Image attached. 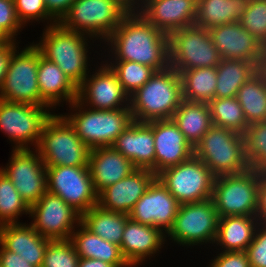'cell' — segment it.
<instances>
[{"mask_svg": "<svg viewBox=\"0 0 266 267\" xmlns=\"http://www.w3.org/2000/svg\"><path fill=\"white\" fill-rule=\"evenodd\" d=\"M78 267H115L113 264L106 263L100 259L80 258Z\"/></svg>", "mask_w": 266, "mask_h": 267, "instance_id": "f907efd6", "label": "cell"}, {"mask_svg": "<svg viewBox=\"0 0 266 267\" xmlns=\"http://www.w3.org/2000/svg\"><path fill=\"white\" fill-rule=\"evenodd\" d=\"M236 98L248 125L266 121V76L261 70L240 87Z\"/></svg>", "mask_w": 266, "mask_h": 267, "instance_id": "836d02e7", "label": "cell"}, {"mask_svg": "<svg viewBox=\"0 0 266 267\" xmlns=\"http://www.w3.org/2000/svg\"><path fill=\"white\" fill-rule=\"evenodd\" d=\"M79 112L64 117L74 127L78 137L90 148L112 146L117 137L134 121L130 108L114 110H84L83 104L71 103ZM83 109V111H81Z\"/></svg>", "mask_w": 266, "mask_h": 267, "instance_id": "8992f818", "label": "cell"}, {"mask_svg": "<svg viewBox=\"0 0 266 267\" xmlns=\"http://www.w3.org/2000/svg\"><path fill=\"white\" fill-rule=\"evenodd\" d=\"M138 169L155 174V142L153 129L146 122L133 121L112 145Z\"/></svg>", "mask_w": 266, "mask_h": 267, "instance_id": "603a6c76", "label": "cell"}, {"mask_svg": "<svg viewBox=\"0 0 266 267\" xmlns=\"http://www.w3.org/2000/svg\"><path fill=\"white\" fill-rule=\"evenodd\" d=\"M115 62L116 65L111 63L109 66L116 73L118 81L129 96L142 87L156 72L154 68L134 61Z\"/></svg>", "mask_w": 266, "mask_h": 267, "instance_id": "f35d334b", "label": "cell"}, {"mask_svg": "<svg viewBox=\"0 0 266 267\" xmlns=\"http://www.w3.org/2000/svg\"><path fill=\"white\" fill-rule=\"evenodd\" d=\"M36 150L46 167L88 166L90 148L64 115L53 114L45 123Z\"/></svg>", "mask_w": 266, "mask_h": 267, "instance_id": "5b68a950", "label": "cell"}, {"mask_svg": "<svg viewBox=\"0 0 266 267\" xmlns=\"http://www.w3.org/2000/svg\"><path fill=\"white\" fill-rule=\"evenodd\" d=\"M180 77L183 100L209 103L214 99L217 82L216 67L184 70L180 73Z\"/></svg>", "mask_w": 266, "mask_h": 267, "instance_id": "e575fe53", "label": "cell"}, {"mask_svg": "<svg viewBox=\"0 0 266 267\" xmlns=\"http://www.w3.org/2000/svg\"><path fill=\"white\" fill-rule=\"evenodd\" d=\"M216 69L214 98L236 97L240 87L260 70L255 63L234 59H221Z\"/></svg>", "mask_w": 266, "mask_h": 267, "instance_id": "1f68e13d", "label": "cell"}, {"mask_svg": "<svg viewBox=\"0 0 266 267\" xmlns=\"http://www.w3.org/2000/svg\"><path fill=\"white\" fill-rule=\"evenodd\" d=\"M15 51L10 59L0 99L8 102L30 103L47 106L40 96L37 82L38 56L40 51L33 45L20 53Z\"/></svg>", "mask_w": 266, "mask_h": 267, "instance_id": "8fae6325", "label": "cell"}, {"mask_svg": "<svg viewBox=\"0 0 266 267\" xmlns=\"http://www.w3.org/2000/svg\"><path fill=\"white\" fill-rule=\"evenodd\" d=\"M128 214L95 205L81 216V223L93 234L120 246Z\"/></svg>", "mask_w": 266, "mask_h": 267, "instance_id": "d6a6232c", "label": "cell"}, {"mask_svg": "<svg viewBox=\"0 0 266 267\" xmlns=\"http://www.w3.org/2000/svg\"><path fill=\"white\" fill-rule=\"evenodd\" d=\"M22 23L18 20L14 0H0V29L10 39L14 40Z\"/></svg>", "mask_w": 266, "mask_h": 267, "instance_id": "7bdbcfd3", "label": "cell"}, {"mask_svg": "<svg viewBox=\"0 0 266 267\" xmlns=\"http://www.w3.org/2000/svg\"><path fill=\"white\" fill-rule=\"evenodd\" d=\"M15 11L18 20L24 25L27 21L50 19L53 23L50 25H55L58 22L48 13L44 0H14Z\"/></svg>", "mask_w": 266, "mask_h": 267, "instance_id": "b9f144b4", "label": "cell"}, {"mask_svg": "<svg viewBox=\"0 0 266 267\" xmlns=\"http://www.w3.org/2000/svg\"><path fill=\"white\" fill-rule=\"evenodd\" d=\"M88 166L97 194L137 169L113 146L90 149Z\"/></svg>", "mask_w": 266, "mask_h": 267, "instance_id": "cb8c5ba5", "label": "cell"}, {"mask_svg": "<svg viewBox=\"0 0 266 267\" xmlns=\"http://www.w3.org/2000/svg\"><path fill=\"white\" fill-rule=\"evenodd\" d=\"M210 267H250L246 251H222Z\"/></svg>", "mask_w": 266, "mask_h": 267, "instance_id": "f6af8a7d", "label": "cell"}, {"mask_svg": "<svg viewBox=\"0 0 266 267\" xmlns=\"http://www.w3.org/2000/svg\"><path fill=\"white\" fill-rule=\"evenodd\" d=\"M78 225L80 229L71 234L69 241L80 258L100 259L115 267H131L124 259L119 245L93 234L82 223Z\"/></svg>", "mask_w": 266, "mask_h": 267, "instance_id": "83f0119b", "label": "cell"}, {"mask_svg": "<svg viewBox=\"0 0 266 267\" xmlns=\"http://www.w3.org/2000/svg\"><path fill=\"white\" fill-rule=\"evenodd\" d=\"M194 156L216 177L242 173L250 168L245 156L244 135L214 125L194 147Z\"/></svg>", "mask_w": 266, "mask_h": 267, "instance_id": "3957f363", "label": "cell"}, {"mask_svg": "<svg viewBox=\"0 0 266 267\" xmlns=\"http://www.w3.org/2000/svg\"><path fill=\"white\" fill-rule=\"evenodd\" d=\"M143 4L136 12L168 36L195 23L197 0H144Z\"/></svg>", "mask_w": 266, "mask_h": 267, "instance_id": "44dd1931", "label": "cell"}, {"mask_svg": "<svg viewBox=\"0 0 266 267\" xmlns=\"http://www.w3.org/2000/svg\"><path fill=\"white\" fill-rule=\"evenodd\" d=\"M180 204L156 177L145 194L135 203L129 218L143 225L168 232L173 227Z\"/></svg>", "mask_w": 266, "mask_h": 267, "instance_id": "e0dca14e", "label": "cell"}, {"mask_svg": "<svg viewBox=\"0 0 266 267\" xmlns=\"http://www.w3.org/2000/svg\"><path fill=\"white\" fill-rule=\"evenodd\" d=\"M86 34L64 29L59 23L49 25L43 32V40L34 45L41 55L57 64L78 87L87 74Z\"/></svg>", "mask_w": 266, "mask_h": 267, "instance_id": "277c9868", "label": "cell"}, {"mask_svg": "<svg viewBox=\"0 0 266 267\" xmlns=\"http://www.w3.org/2000/svg\"><path fill=\"white\" fill-rule=\"evenodd\" d=\"M90 78H85L78 86L77 101L90 104L95 110L130 108V97L118 81L116 73L108 64L101 66ZM125 99V100H124ZM86 100V101H85ZM127 102V106L121 103ZM85 102V103H84ZM122 105V107H120Z\"/></svg>", "mask_w": 266, "mask_h": 267, "instance_id": "d6986e66", "label": "cell"}, {"mask_svg": "<svg viewBox=\"0 0 266 267\" xmlns=\"http://www.w3.org/2000/svg\"><path fill=\"white\" fill-rule=\"evenodd\" d=\"M259 226L246 250L250 267H266V226Z\"/></svg>", "mask_w": 266, "mask_h": 267, "instance_id": "ee69618b", "label": "cell"}, {"mask_svg": "<svg viewBox=\"0 0 266 267\" xmlns=\"http://www.w3.org/2000/svg\"><path fill=\"white\" fill-rule=\"evenodd\" d=\"M112 1H114L117 5H119L127 14L135 13V9L136 8L138 9L140 7V5L138 7L135 6L137 0H112ZM141 1L144 2V0Z\"/></svg>", "mask_w": 266, "mask_h": 267, "instance_id": "816d5d0a", "label": "cell"}, {"mask_svg": "<svg viewBox=\"0 0 266 267\" xmlns=\"http://www.w3.org/2000/svg\"><path fill=\"white\" fill-rule=\"evenodd\" d=\"M127 13L112 0H75L59 24L66 30L108 37Z\"/></svg>", "mask_w": 266, "mask_h": 267, "instance_id": "30bf717a", "label": "cell"}, {"mask_svg": "<svg viewBox=\"0 0 266 267\" xmlns=\"http://www.w3.org/2000/svg\"><path fill=\"white\" fill-rule=\"evenodd\" d=\"M260 70L265 74L266 76V48L264 51L263 61Z\"/></svg>", "mask_w": 266, "mask_h": 267, "instance_id": "db71d44e", "label": "cell"}, {"mask_svg": "<svg viewBox=\"0 0 266 267\" xmlns=\"http://www.w3.org/2000/svg\"><path fill=\"white\" fill-rule=\"evenodd\" d=\"M29 214L34 218L31 225L43 237L50 240H69L74 232V223H81V215L61 197L47 191L35 204Z\"/></svg>", "mask_w": 266, "mask_h": 267, "instance_id": "2e32d148", "label": "cell"}, {"mask_svg": "<svg viewBox=\"0 0 266 267\" xmlns=\"http://www.w3.org/2000/svg\"><path fill=\"white\" fill-rule=\"evenodd\" d=\"M156 177L179 204L210 199L216 178L194 155L185 162L162 170Z\"/></svg>", "mask_w": 266, "mask_h": 267, "instance_id": "9c48e42d", "label": "cell"}, {"mask_svg": "<svg viewBox=\"0 0 266 267\" xmlns=\"http://www.w3.org/2000/svg\"><path fill=\"white\" fill-rule=\"evenodd\" d=\"M155 178L151 170L137 168L129 176L103 189L98 194L97 205L109 211L129 214Z\"/></svg>", "mask_w": 266, "mask_h": 267, "instance_id": "7402d4cb", "label": "cell"}, {"mask_svg": "<svg viewBox=\"0 0 266 267\" xmlns=\"http://www.w3.org/2000/svg\"><path fill=\"white\" fill-rule=\"evenodd\" d=\"M19 223L0 225V244L31 265L42 267L45 250L52 240L40 235L32 225Z\"/></svg>", "mask_w": 266, "mask_h": 267, "instance_id": "d4e9b609", "label": "cell"}, {"mask_svg": "<svg viewBox=\"0 0 266 267\" xmlns=\"http://www.w3.org/2000/svg\"><path fill=\"white\" fill-rule=\"evenodd\" d=\"M9 165L0 168L30 207L47 192L46 166L39 153L28 149H13Z\"/></svg>", "mask_w": 266, "mask_h": 267, "instance_id": "9a60e30c", "label": "cell"}, {"mask_svg": "<svg viewBox=\"0 0 266 267\" xmlns=\"http://www.w3.org/2000/svg\"><path fill=\"white\" fill-rule=\"evenodd\" d=\"M220 61L208 29L192 25L169 35V64L179 74L194 68L216 67Z\"/></svg>", "mask_w": 266, "mask_h": 267, "instance_id": "ba28073f", "label": "cell"}, {"mask_svg": "<svg viewBox=\"0 0 266 267\" xmlns=\"http://www.w3.org/2000/svg\"><path fill=\"white\" fill-rule=\"evenodd\" d=\"M129 98V107L136 122L172 119L183 100L180 74L171 66L156 71Z\"/></svg>", "mask_w": 266, "mask_h": 267, "instance_id": "7a4b0ae2", "label": "cell"}, {"mask_svg": "<svg viewBox=\"0 0 266 267\" xmlns=\"http://www.w3.org/2000/svg\"><path fill=\"white\" fill-rule=\"evenodd\" d=\"M10 39L0 29V45L8 43Z\"/></svg>", "mask_w": 266, "mask_h": 267, "instance_id": "f5cc1de1", "label": "cell"}, {"mask_svg": "<svg viewBox=\"0 0 266 267\" xmlns=\"http://www.w3.org/2000/svg\"><path fill=\"white\" fill-rule=\"evenodd\" d=\"M221 59L247 60L261 68L265 47L240 22L208 29Z\"/></svg>", "mask_w": 266, "mask_h": 267, "instance_id": "ac0fdd59", "label": "cell"}, {"mask_svg": "<svg viewBox=\"0 0 266 267\" xmlns=\"http://www.w3.org/2000/svg\"><path fill=\"white\" fill-rule=\"evenodd\" d=\"M163 234L158 228L143 225L128 218L120 244L124 259L130 266L142 263L145 257H150L159 251L165 241V234Z\"/></svg>", "mask_w": 266, "mask_h": 267, "instance_id": "484cf974", "label": "cell"}, {"mask_svg": "<svg viewBox=\"0 0 266 267\" xmlns=\"http://www.w3.org/2000/svg\"><path fill=\"white\" fill-rule=\"evenodd\" d=\"M255 221L256 216L219 217L214 243L223 245L224 251H246L258 228V222Z\"/></svg>", "mask_w": 266, "mask_h": 267, "instance_id": "f546056e", "label": "cell"}, {"mask_svg": "<svg viewBox=\"0 0 266 267\" xmlns=\"http://www.w3.org/2000/svg\"><path fill=\"white\" fill-rule=\"evenodd\" d=\"M75 0H44L48 13L59 23Z\"/></svg>", "mask_w": 266, "mask_h": 267, "instance_id": "bcb514c9", "label": "cell"}, {"mask_svg": "<svg viewBox=\"0 0 266 267\" xmlns=\"http://www.w3.org/2000/svg\"><path fill=\"white\" fill-rule=\"evenodd\" d=\"M240 24L266 48V0H250Z\"/></svg>", "mask_w": 266, "mask_h": 267, "instance_id": "60d3db41", "label": "cell"}, {"mask_svg": "<svg viewBox=\"0 0 266 267\" xmlns=\"http://www.w3.org/2000/svg\"><path fill=\"white\" fill-rule=\"evenodd\" d=\"M260 171L249 168L215 178L211 199L219 217L256 216Z\"/></svg>", "mask_w": 266, "mask_h": 267, "instance_id": "52a82bcc", "label": "cell"}, {"mask_svg": "<svg viewBox=\"0 0 266 267\" xmlns=\"http://www.w3.org/2000/svg\"><path fill=\"white\" fill-rule=\"evenodd\" d=\"M37 82L41 100L53 107L61 100L73 103L77 100L78 87L68 78L54 62L38 56Z\"/></svg>", "mask_w": 266, "mask_h": 267, "instance_id": "4316f807", "label": "cell"}, {"mask_svg": "<svg viewBox=\"0 0 266 267\" xmlns=\"http://www.w3.org/2000/svg\"><path fill=\"white\" fill-rule=\"evenodd\" d=\"M219 216L212 199L180 204L173 227L168 232L175 242L182 245H197L214 242Z\"/></svg>", "mask_w": 266, "mask_h": 267, "instance_id": "5bb4252c", "label": "cell"}, {"mask_svg": "<svg viewBox=\"0 0 266 267\" xmlns=\"http://www.w3.org/2000/svg\"><path fill=\"white\" fill-rule=\"evenodd\" d=\"M172 120L194 148L213 126L208 103L182 100Z\"/></svg>", "mask_w": 266, "mask_h": 267, "instance_id": "f1b7e54d", "label": "cell"}, {"mask_svg": "<svg viewBox=\"0 0 266 267\" xmlns=\"http://www.w3.org/2000/svg\"><path fill=\"white\" fill-rule=\"evenodd\" d=\"M0 246V267H35L21 255L6 250L1 244Z\"/></svg>", "mask_w": 266, "mask_h": 267, "instance_id": "681fc988", "label": "cell"}, {"mask_svg": "<svg viewBox=\"0 0 266 267\" xmlns=\"http://www.w3.org/2000/svg\"><path fill=\"white\" fill-rule=\"evenodd\" d=\"M29 210L12 181L0 171V225L17 223L18 216Z\"/></svg>", "mask_w": 266, "mask_h": 267, "instance_id": "8d00e7d4", "label": "cell"}, {"mask_svg": "<svg viewBox=\"0 0 266 267\" xmlns=\"http://www.w3.org/2000/svg\"><path fill=\"white\" fill-rule=\"evenodd\" d=\"M15 45V40H10L8 43L0 45V89L3 85L12 54L17 51Z\"/></svg>", "mask_w": 266, "mask_h": 267, "instance_id": "7dc6e473", "label": "cell"}, {"mask_svg": "<svg viewBox=\"0 0 266 267\" xmlns=\"http://www.w3.org/2000/svg\"><path fill=\"white\" fill-rule=\"evenodd\" d=\"M116 61H134L156 71L169 64V36L149 23L140 13H128L108 37Z\"/></svg>", "mask_w": 266, "mask_h": 267, "instance_id": "6da1fadb", "label": "cell"}, {"mask_svg": "<svg viewBox=\"0 0 266 267\" xmlns=\"http://www.w3.org/2000/svg\"><path fill=\"white\" fill-rule=\"evenodd\" d=\"M208 105L214 126L245 134L249 125L236 97L214 98Z\"/></svg>", "mask_w": 266, "mask_h": 267, "instance_id": "d590c367", "label": "cell"}, {"mask_svg": "<svg viewBox=\"0 0 266 267\" xmlns=\"http://www.w3.org/2000/svg\"><path fill=\"white\" fill-rule=\"evenodd\" d=\"M146 123L153 129L154 134L155 175L168 167L189 160L194 155V148L172 119Z\"/></svg>", "mask_w": 266, "mask_h": 267, "instance_id": "ffe728a7", "label": "cell"}, {"mask_svg": "<svg viewBox=\"0 0 266 267\" xmlns=\"http://www.w3.org/2000/svg\"><path fill=\"white\" fill-rule=\"evenodd\" d=\"M47 107L0 99V129L16 143L14 149H28L27 143L34 141L37 148L45 123L53 115Z\"/></svg>", "mask_w": 266, "mask_h": 267, "instance_id": "4fadbf2b", "label": "cell"}, {"mask_svg": "<svg viewBox=\"0 0 266 267\" xmlns=\"http://www.w3.org/2000/svg\"><path fill=\"white\" fill-rule=\"evenodd\" d=\"M258 225L266 226V172L260 171V181L258 187V209H257ZM263 221V222H262Z\"/></svg>", "mask_w": 266, "mask_h": 267, "instance_id": "c3c4849f", "label": "cell"}, {"mask_svg": "<svg viewBox=\"0 0 266 267\" xmlns=\"http://www.w3.org/2000/svg\"><path fill=\"white\" fill-rule=\"evenodd\" d=\"M244 138L245 156L249 167L266 172V121L249 125Z\"/></svg>", "mask_w": 266, "mask_h": 267, "instance_id": "74e56055", "label": "cell"}, {"mask_svg": "<svg viewBox=\"0 0 266 267\" xmlns=\"http://www.w3.org/2000/svg\"><path fill=\"white\" fill-rule=\"evenodd\" d=\"M250 0H197L195 26L210 29L240 22Z\"/></svg>", "mask_w": 266, "mask_h": 267, "instance_id": "4dcf8cb0", "label": "cell"}, {"mask_svg": "<svg viewBox=\"0 0 266 267\" xmlns=\"http://www.w3.org/2000/svg\"><path fill=\"white\" fill-rule=\"evenodd\" d=\"M79 259L69 240H53L47 245L42 267H78Z\"/></svg>", "mask_w": 266, "mask_h": 267, "instance_id": "ab89813d", "label": "cell"}, {"mask_svg": "<svg viewBox=\"0 0 266 267\" xmlns=\"http://www.w3.org/2000/svg\"><path fill=\"white\" fill-rule=\"evenodd\" d=\"M47 191L61 197L81 216L97 205L89 166L46 167Z\"/></svg>", "mask_w": 266, "mask_h": 267, "instance_id": "7c38bea8", "label": "cell"}]
</instances>
